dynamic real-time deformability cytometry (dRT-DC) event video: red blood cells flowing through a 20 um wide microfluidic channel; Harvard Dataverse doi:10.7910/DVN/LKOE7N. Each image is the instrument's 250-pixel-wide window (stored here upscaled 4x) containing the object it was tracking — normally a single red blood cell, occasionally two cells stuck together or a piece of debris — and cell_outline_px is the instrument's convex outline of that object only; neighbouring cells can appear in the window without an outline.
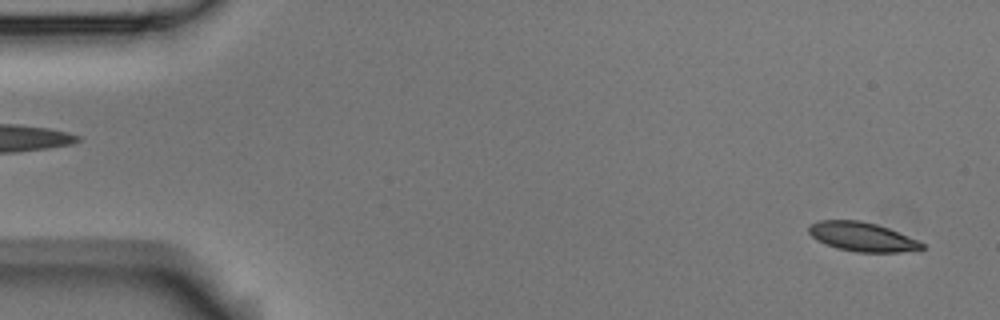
{"species": "Egyptian fruit bat (a non-hibernating species)", "species_latin": "Rousettus aegyptiacus", "temperature_condition": "room temperature", "stored_images_in_passage": 54, "camera_frame_rate_fps": 3000, "um_per_image_px": 0.085, "animal": {"sex": "male"}, "frame": {"image": 1, "passage_image": 2, "time_ms": 0.333, "image_size_px": [1000, 320], "cell_outline_px": [[924, 248], [920, 252], [856, 252], [836, 248], [824, 244], [816, 240], [808, 232], [808, 228], [812, 224], [820, 220], [860, 220], [876, 224], [888, 228], [916, 240], [924, 244]], "centroid_in_image_um": [73.3, 20.14], "position_along_channel_um": 11.7, "area_um2": 19.31}}
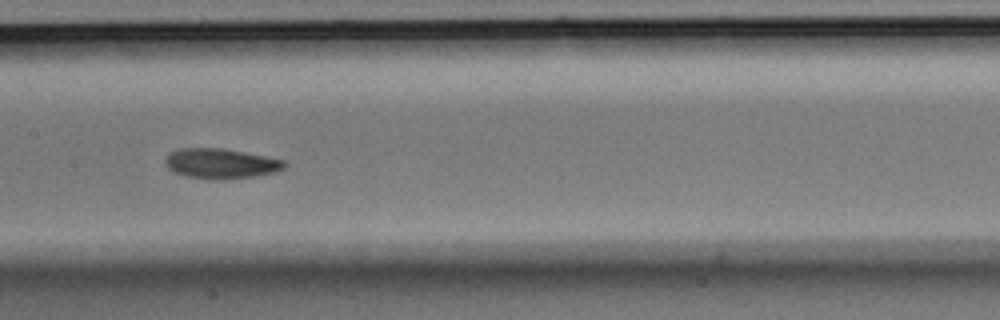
{"frame": {"image": 2, "passage_image": 26, "time_ms": 8.333, "image_size_px": [1000, 320], "cell_outline_px": [[288, 164], [284, 168], [276, 172], [252, 176], [220, 180], [208, 180], [188, 176], [172, 172], [164, 164], [164, 160], [168, 152], [180, 148], [224, 148], [284, 160]], "centroid_in_image_um": [18.72, 13.9], "position_along_channel_um": 188.7, "area_um2": 21.1}}
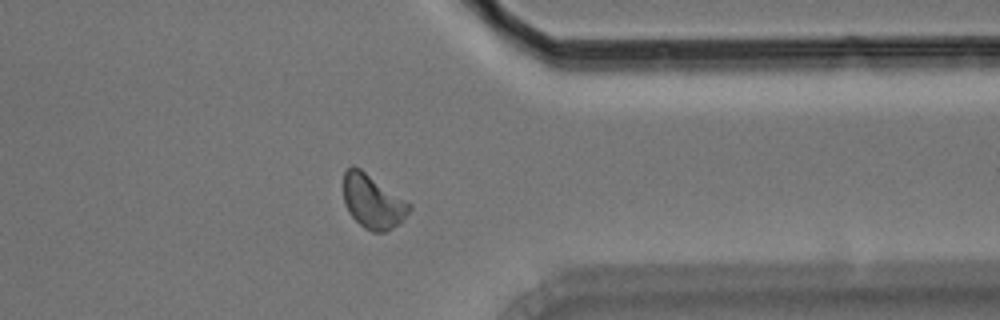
{"frame": {"image": 3, "passage_image": 42, "time_ms": 13.667, "image_size_px": [1000, 320], "cell_outline_px": [[412, 208], [404, 220], [400, 224], [384, 232], [372, 232], [364, 228], [348, 212], [344, 204], [344, 172], [352, 164], [360, 168], [412, 204]], "centroid_in_image_um": [31.7, 17.14], "position_along_channel_um": 379.7, "area_um2": 20.81}, "authors_computed_cell_mechanics": {"area_um2": 19.9699, "velocity_mm_per_s": 3.7287, "shape_relaxation_time_tau1_ms": 2.5188, "shape_relaxation_time_tau2_ms": 4.3073, "deformation_change_tau1": 0.1169, "deformation_change_tau2": 0.0941}}